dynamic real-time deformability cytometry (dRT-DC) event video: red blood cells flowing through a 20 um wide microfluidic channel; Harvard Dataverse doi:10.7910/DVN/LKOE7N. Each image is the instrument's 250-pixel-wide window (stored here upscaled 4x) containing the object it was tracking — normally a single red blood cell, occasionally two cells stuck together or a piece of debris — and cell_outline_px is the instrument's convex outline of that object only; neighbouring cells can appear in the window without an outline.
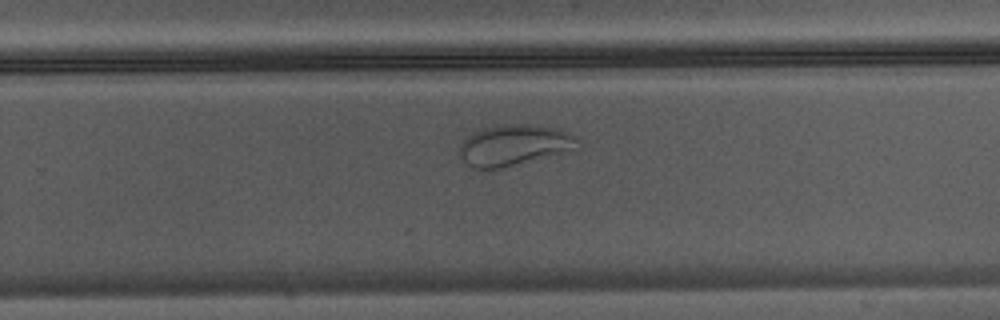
{"species": "Egyptian fruit bat (a non-hibernating species)", "species_latin": "Rousettus aegyptiacus", "temperature_condition": "warm", "stored_images_in_passage": 30, "camera_frame_rate_fps": 3000, "um_per_image_px": 0.085, "animal": {"sex": "male"}, "frame": {"image": 1, "passage_image": 18, "time_ms": 5.667, "image_size_px": [1000, 320], "cell_outline_px": [[580, 148], [488, 172], [472, 168], [460, 156], [460, 144], [472, 132], [484, 128], [504, 124], [536, 124], [560, 128], [576, 136]], "centroid_in_image_um": [43.71, 12.35], "position_along_channel_um": 286.1, "area_um2": 28.73}}